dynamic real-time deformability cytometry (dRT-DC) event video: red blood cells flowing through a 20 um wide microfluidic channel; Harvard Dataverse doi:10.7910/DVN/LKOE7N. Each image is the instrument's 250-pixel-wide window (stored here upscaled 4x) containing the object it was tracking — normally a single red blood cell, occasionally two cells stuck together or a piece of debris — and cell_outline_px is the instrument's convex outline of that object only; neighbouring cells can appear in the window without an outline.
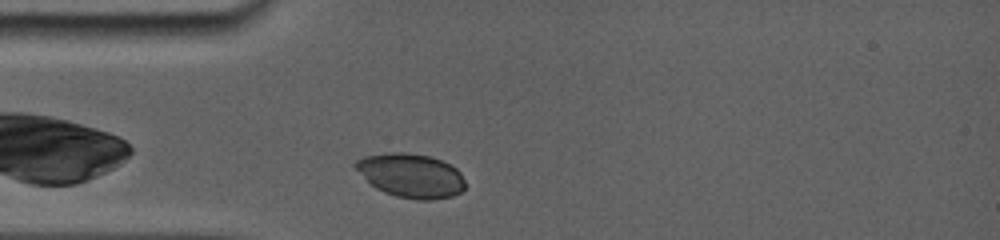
{"species": "common noctule bat (a hibernating species)", "species_latin": "Nyctalus noctula", "temperature_condition": "room temperature", "stored_images_in_passage": 26, "camera_frame_rate_fps": 5000, "um_per_image_px": 0.085, "animal": {"sex": "female", "body_mass_g": 19.0, "forearm_length_mm": 56.7}, "frame": {"image": 1, "passage_image": 2, "time_ms": 0.6, "image_size_px": [1000, 240], "cell_outline_px": [[464, 188], [460, 192], [452, 196], [432, 200], [416, 200], [396, 196], [384, 192], [376, 188], [352, 164], [356, 160], [364, 156], [396, 152], [428, 156], [440, 160], [456, 168], [460, 172], [464, 180]], "centroid_in_image_um": [34.94, 14.93], "position_along_channel_um": 50.1, "area_um2": 27.69}}
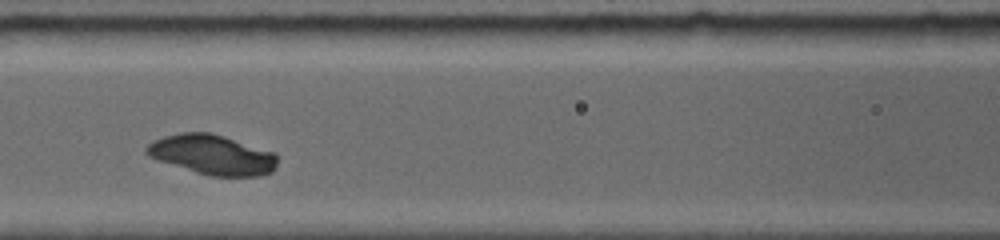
{"frame": {"image": 2, "passage_image": 9, "time_ms": 3.4, "image_size_px": [1000, 240], "cell_outline_px": [[276, 168], [272, 172], [260, 176], [208, 176], [148, 156], [144, 152], [148, 144], [156, 140], [168, 136], [184, 132], [208, 132], [276, 152]], "centroid_in_image_um": [18.09, 13.16], "position_along_channel_um": 148.5, "area_um2": 29.94}}
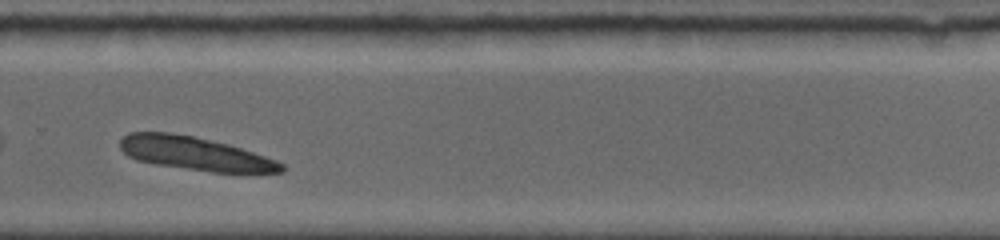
{"frame": {"image": 3, "passage_image": 21, "time_ms": 7.8, "image_size_px": [1000, 240], "cell_outline_px": [[288, 168], [284, 172], [212, 172], [156, 164], [136, 160], [128, 156], [120, 148], [120, 140], [128, 132], [168, 132], [192, 136], [228, 144], [276, 160], [284, 164]], "centroid_in_image_um": [16.57, 13.05], "position_along_channel_um": 313.2, "area_um2": 31.15}}